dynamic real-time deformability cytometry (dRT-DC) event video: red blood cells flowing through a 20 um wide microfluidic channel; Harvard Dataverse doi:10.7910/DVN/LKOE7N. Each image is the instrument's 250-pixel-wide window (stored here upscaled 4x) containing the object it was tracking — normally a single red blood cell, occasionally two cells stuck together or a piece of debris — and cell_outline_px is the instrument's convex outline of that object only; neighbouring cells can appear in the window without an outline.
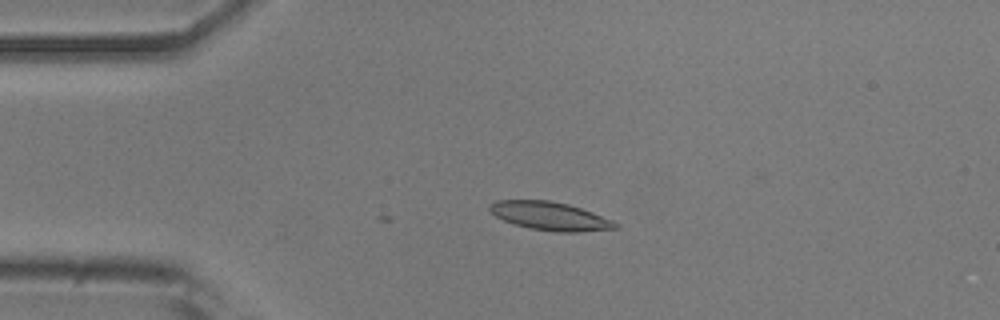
{"species": "common noctule bat (a hibernating species)", "species_latin": "Nyctalus noctula", "temperature_condition": "room temperature", "stored_images_in_passage": 4, "camera_frame_rate_fps": 3000, "um_per_image_px": 0.085, "animal": {"sex": "male", "body_mass_g": 20.5, "forearm_length_mm": 52.5}, "frame": {"image": 1, "passage_image": 2, "time_ms": 0.333, "image_size_px": [1000, 320], "cell_outline_px": [[620, 228], [580, 232], [556, 232], [532, 228], [516, 224], [504, 220], [496, 216], [488, 208], [488, 204], [496, 200], [548, 200], [568, 204], [592, 212], [612, 220], [620, 224]], "centroid_in_image_um": [46.78, 18.36], "position_along_channel_um": 38.2, "area_um2": 20.69}}